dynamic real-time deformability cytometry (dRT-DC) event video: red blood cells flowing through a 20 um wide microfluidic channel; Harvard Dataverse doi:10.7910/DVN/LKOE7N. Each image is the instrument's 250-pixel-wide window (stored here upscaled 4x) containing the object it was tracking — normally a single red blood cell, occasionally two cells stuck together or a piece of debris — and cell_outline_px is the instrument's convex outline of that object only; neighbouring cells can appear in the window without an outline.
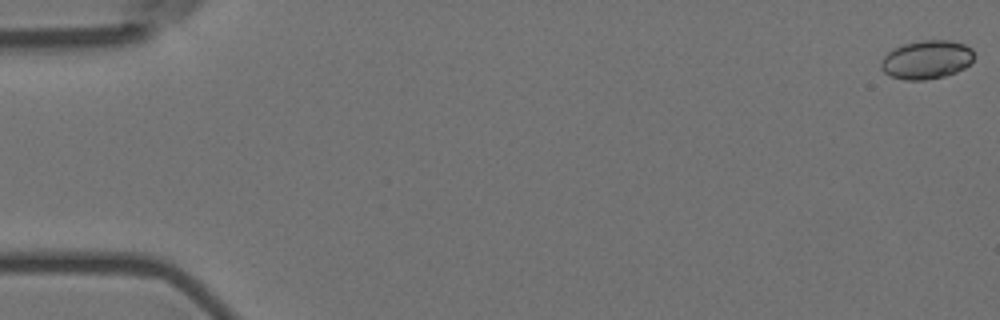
{"species": "Egyptian fruit bat (a non-hibernating species)", "species_latin": "Rousettus aegyptiacus", "temperature_condition": "room temperature", "stored_images_in_passage": 24, "camera_frame_rate_fps": 3000, "um_per_image_px": 0.085, "animal": {"sex": "female"}, "frame": {"image": 1, "passage_image": 1, "time_ms": 0.0, "image_size_px": [1000, 320], "cell_outline_px": [[976, 56], [964, 68], [956, 72], [944, 76], [924, 80], [904, 80], [892, 76], [884, 72], [880, 68], [880, 60], [892, 48], [904, 44], [920, 40], [952, 40], [964, 44], [972, 48]], "centroid_in_image_um": [78.76, 5.06], "position_along_channel_um": 6.2, "area_um2": 21.15}}
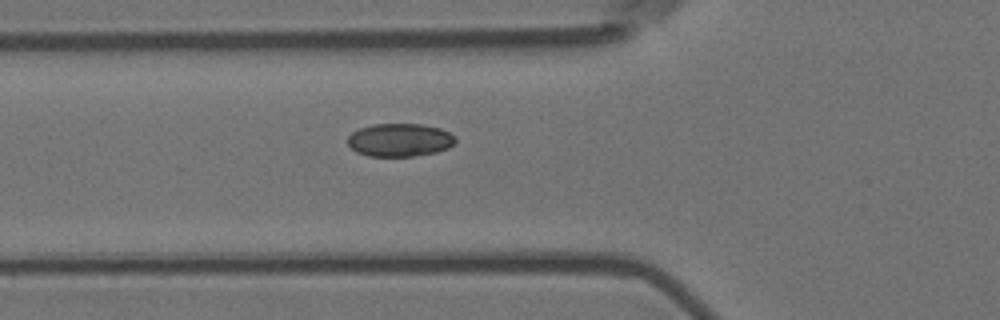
{"frame": {"image": 2, "passage_image": 21, "time_ms": 6.667, "image_size_px": [1000, 320], "cell_outline_px": [[456, 140], [448, 148], [436, 152], [412, 156], [368, 156], [356, 152], [348, 144], [348, 136], [352, 132], [360, 128], [372, 124], [420, 124], [440, 128], [456, 136]], "centroid_in_image_um": [33.97, 11.89], "position_along_channel_um": 91.8, "area_um2": 20.75}}
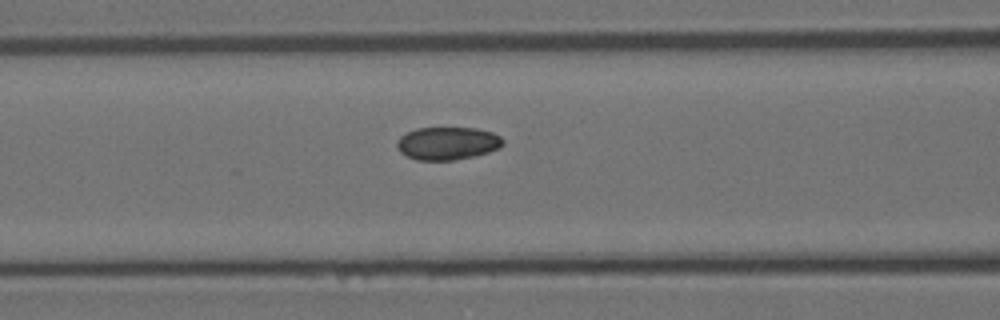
{"frame": {"image": 3, "passage_image": 24, "time_ms": 7.667, "image_size_px": [1000, 320], "cell_outline_px": [[504, 144], [500, 148], [476, 156], [452, 160], [416, 160], [400, 152], [396, 148], [396, 140], [400, 136], [416, 128], [476, 128], [492, 132], [500, 136], [504, 140]], "centroid_in_image_um": [38.04, 12.18], "position_along_channel_um": 128.6, "area_um2": 20.46}}